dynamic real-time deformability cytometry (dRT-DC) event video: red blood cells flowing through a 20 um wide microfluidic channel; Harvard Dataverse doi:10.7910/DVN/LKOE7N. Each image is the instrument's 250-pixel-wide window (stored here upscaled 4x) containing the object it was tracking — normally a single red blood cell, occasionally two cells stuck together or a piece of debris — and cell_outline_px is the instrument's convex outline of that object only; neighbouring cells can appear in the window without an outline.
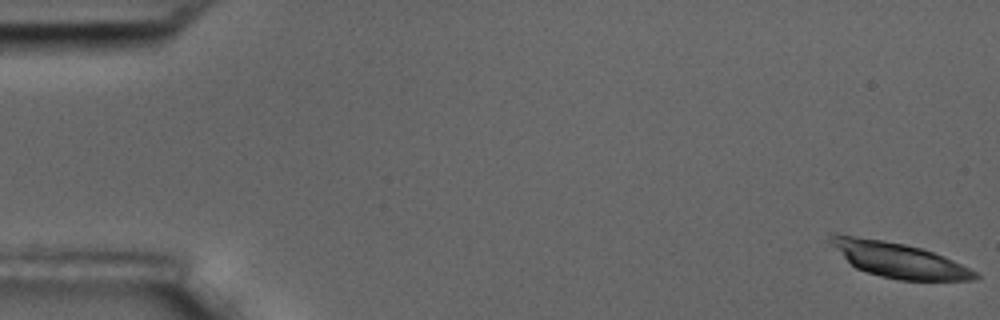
{"species": "common noctule bat (a hibernating species)", "species_latin": "Nyctalus noctula", "temperature_condition": "room temperature", "stored_images_in_passage": 55, "camera_frame_rate_fps": 3000, "um_per_image_px": 0.085, "animal": {"sex": "male", "body_mass_g": 17.5, "forearm_length_mm": 52.3}, "frame": {"image": 1, "passage_image": 1, "time_ms": 0.0, "image_size_px": [1000, 320], "cell_outline_px": [[980, 276], [976, 280], [900, 280], [880, 276], [856, 268], [828, 240], [828, 236], [836, 232], [884, 240], [904, 244], [920, 248], [944, 256], [976, 272]], "centroid_in_image_um": [76.36, 22.08], "position_along_channel_um": 8.6, "area_um2": 29.07}, "authors_computed_cell_mechanics": {"area_um2": 29.0734, "velocity_mm_per_s": 3.5972, "shape_relaxation_time_tau1_ms": 0.2419, "shape_relaxation_time_tau2_ms": 4.6362, "deformation_change_tau1": 0.1973, "deformation_change_tau2": 0.0823}}